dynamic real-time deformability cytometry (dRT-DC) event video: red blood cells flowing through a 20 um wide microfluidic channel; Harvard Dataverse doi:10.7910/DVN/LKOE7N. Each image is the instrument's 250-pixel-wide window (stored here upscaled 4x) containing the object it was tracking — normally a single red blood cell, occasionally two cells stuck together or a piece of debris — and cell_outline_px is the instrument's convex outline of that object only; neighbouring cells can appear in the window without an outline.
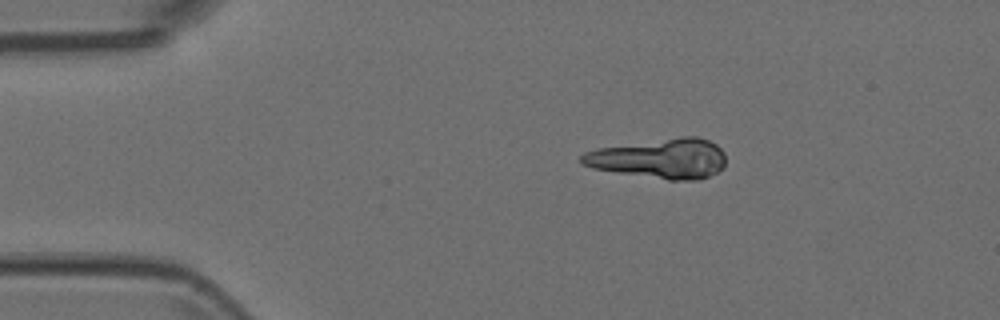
{"species": "Egyptian fruit bat (a non-hibernating species)", "species_latin": "Rousettus aegyptiacus", "temperature_condition": "room temperature", "stored_images_in_passage": 7, "segment_of_instrument_passage": [1, 2], "camera_frame_rate_fps": 3000, "um_per_image_px": 0.085, "animal": {"sex": "female"}, "frame": {"image": 1, "passage_image": 1, "time_ms": 0.0, "image_size_px": [1000, 320], "cell_outline_px": [[724, 168], [708, 176], [696, 180], [668, 180], [592, 168], [580, 164], [580, 156], [584, 152], [596, 148], [680, 136], [696, 136], [708, 140], [716, 144], [724, 152]], "centroid_in_image_um": [56.08, 13.47], "position_along_channel_um": 28.9, "area_um2": 33.58}}